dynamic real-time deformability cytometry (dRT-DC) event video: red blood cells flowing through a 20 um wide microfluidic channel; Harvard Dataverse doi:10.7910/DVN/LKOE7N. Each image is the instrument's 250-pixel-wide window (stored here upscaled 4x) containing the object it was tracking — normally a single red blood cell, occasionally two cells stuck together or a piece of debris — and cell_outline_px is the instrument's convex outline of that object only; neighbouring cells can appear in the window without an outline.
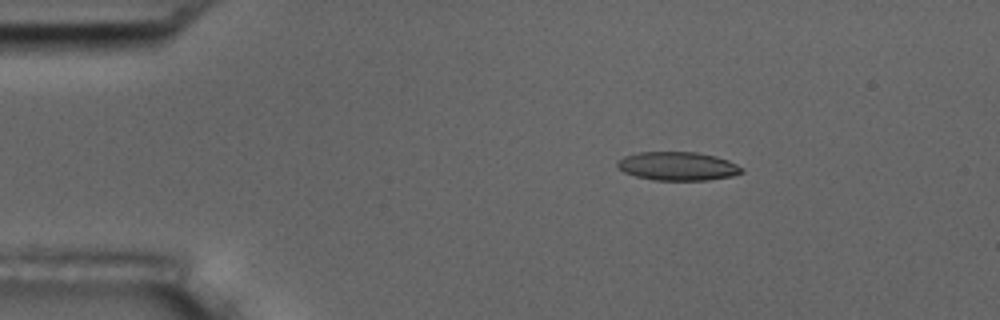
{"species": "common noctule bat (a hibernating species)", "species_latin": "Nyctalus noctula", "temperature_condition": "room temperature", "stored_images_in_passage": 3, "camera_frame_rate_fps": 3000, "um_per_image_px": 0.085, "animal": {"sex": "male", "body_mass_g": 17.5, "forearm_length_mm": 52.3}, "frame": {"image": 1, "passage_image": 1, "time_ms": 0.0, "image_size_px": [1000, 320], "cell_outline_px": [[744, 172], [732, 176], [708, 180], [656, 180], [636, 176], [624, 172], [616, 168], [616, 160], [624, 156], [640, 152], [696, 152], [716, 156], [728, 160], [744, 168]], "centroid_in_image_um": [57.59, 14.12], "position_along_channel_um": 27.4, "area_um2": 20.87}}